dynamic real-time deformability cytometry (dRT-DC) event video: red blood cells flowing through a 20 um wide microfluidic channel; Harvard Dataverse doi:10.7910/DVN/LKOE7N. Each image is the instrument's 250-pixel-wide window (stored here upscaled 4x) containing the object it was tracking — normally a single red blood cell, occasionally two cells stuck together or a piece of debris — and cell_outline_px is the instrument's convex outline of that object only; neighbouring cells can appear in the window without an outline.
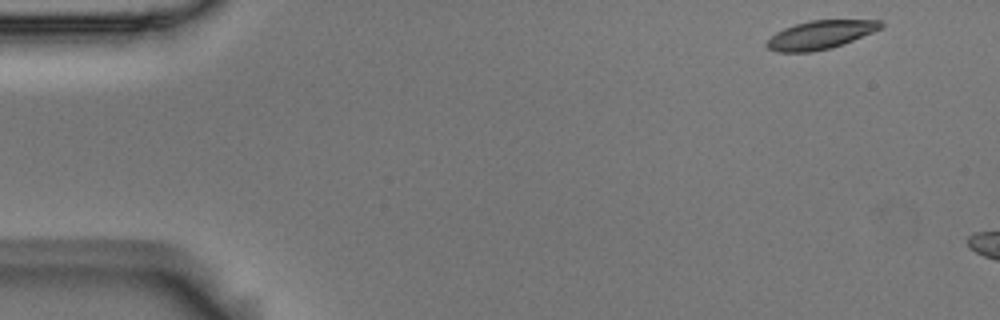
{"species": "Egyptian fruit bat (a non-hibernating species)", "species_latin": "Rousettus aegyptiacus", "temperature_condition": "room temperature", "stored_images_in_passage": 7, "camera_frame_rate_fps": 3000, "um_per_image_px": 0.085, "animal": {"sex": "male"}, "frame": {"image": 1, "passage_image": 2, "time_ms": 0.333, "image_size_px": [1000, 320], "cell_outline_px": [[884, 24], [880, 28], [872, 32], [832, 48], [812, 52], [776, 52], [768, 48], [764, 44], [776, 32], [784, 28], [796, 24], [812, 20], [880, 20]], "centroid_in_image_um": [69.7, 2.97], "position_along_channel_um": 15.3, "area_um2": 18.73}}